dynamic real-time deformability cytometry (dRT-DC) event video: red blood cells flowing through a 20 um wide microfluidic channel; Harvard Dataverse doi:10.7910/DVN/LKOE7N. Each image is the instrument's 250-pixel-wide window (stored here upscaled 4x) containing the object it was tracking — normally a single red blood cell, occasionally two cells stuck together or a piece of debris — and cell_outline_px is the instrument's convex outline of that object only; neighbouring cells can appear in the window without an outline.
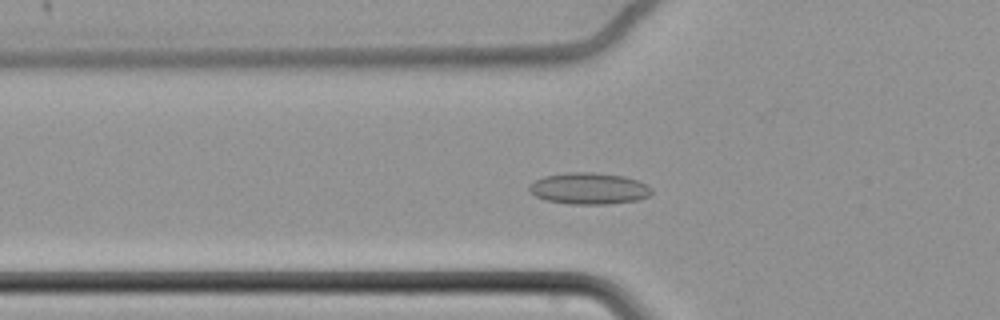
{"species": "common noctule bat (a hibernating species)", "species_latin": "Nyctalus noctula", "temperature_condition": "cold", "stored_images_in_passage": 65, "camera_frame_rate_fps": 3000, "um_per_image_px": 0.085, "animal": {"sex": "female", "body_mass_g": 22.7, "forearm_length_mm": 54.2}, "frame": {"image": 1, "passage_image": 25, "time_ms": 8.0, "image_size_px": [1000, 320], "cell_outline_px": [[652, 192], [648, 196], [640, 200], [608, 204], [572, 204], [544, 200], [528, 192], [528, 184], [544, 176], [568, 172], [592, 172], [624, 176], [648, 184], [652, 188]], "centroid_in_image_um": [50.05, 16.02], "position_along_channel_um": 75.7, "area_um2": 22.72}}
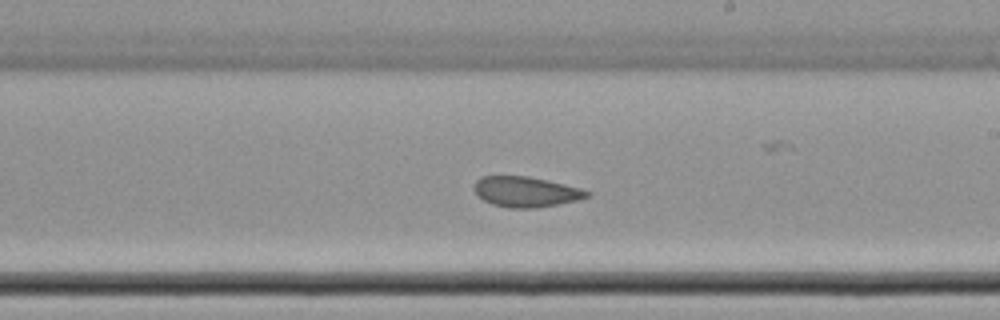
{"frame": {"image": 2, "passage_image": 40, "time_ms": 13.0, "image_size_px": [1000, 320], "cell_outline_px": [[592, 192], [588, 196], [580, 200], [536, 208], [508, 208], [492, 204], [484, 200], [472, 188], [472, 184], [480, 176], [528, 176], [564, 184], [580, 188]], "centroid_in_image_um": [44.68, 16.3], "position_along_channel_um": 244.3, "area_um2": 20.06}}
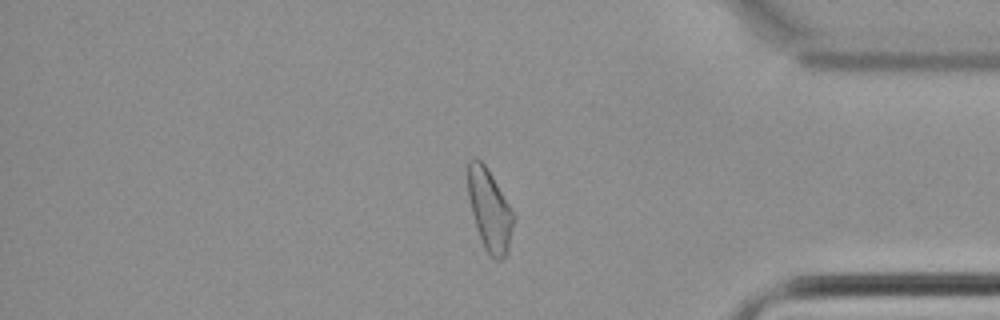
{"frame": {"image": 3, "passage_image": 55, "time_ms": 18.0, "image_size_px": [1000, 320], "cell_outline_px": [[516, 216], [508, 252], [500, 260], [496, 260], [484, 248], [480, 240], [476, 228], [468, 196], [468, 160], [472, 156], [476, 156], [488, 168]], "centroid_in_image_um": [41.62, 17.83], "position_along_channel_um": 393.6, "area_um2": 21.96}, "authors_computed_cell_mechanics": {"area_um2": 22.1952, "velocity_mm_per_s": 3.4079, "shape_relaxation_time_tau1_ms": null, "shape_relaxation_time_tau2_ms": 2.8362, "deformation_change_tau1": null, "deformation_change_tau2": 0.0855}}